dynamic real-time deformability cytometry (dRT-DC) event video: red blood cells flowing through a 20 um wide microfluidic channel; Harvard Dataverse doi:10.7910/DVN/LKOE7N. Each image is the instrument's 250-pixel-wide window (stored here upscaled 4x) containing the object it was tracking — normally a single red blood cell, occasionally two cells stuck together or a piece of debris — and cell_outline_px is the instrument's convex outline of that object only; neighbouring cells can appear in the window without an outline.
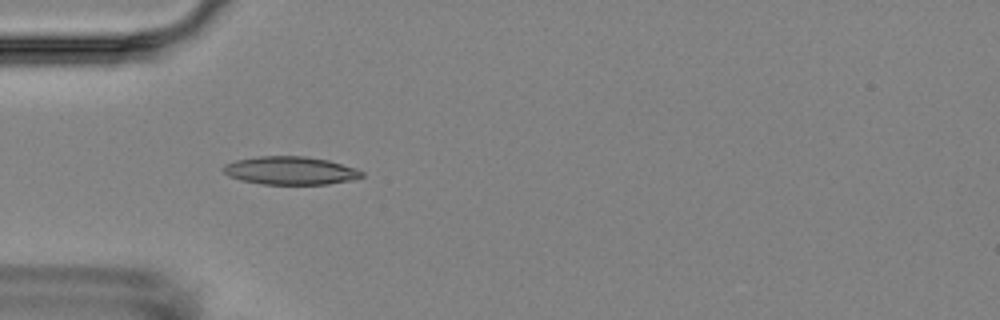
{"species": "Egyptian fruit bat (a non-hibernating species)", "species_latin": "Rousettus aegyptiacus", "temperature_condition": "room temperature", "stored_images_in_passage": 5, "camera_frame_rate_fps": 3000, "um_per_image_px": 0.085, "animal": {"sex": "female"}, "frame": {"image": 1, "passage_image": 4, "time_ms": 3.333, "image_size_px": [1000, 320], "cell_outline_px": [[364, 176], [352, 180], [328, 184], [260, 184], [240, 180], [228, 176], [224, 172], [224, 164], [236, 160], [256, 156], [304, 156], [328, 160], [356, 168], [364, 172]], "centroid_in_image_um": [24.69, 14.5], "position_along_channel_um": 60.3, "area_um2": 22.77}}
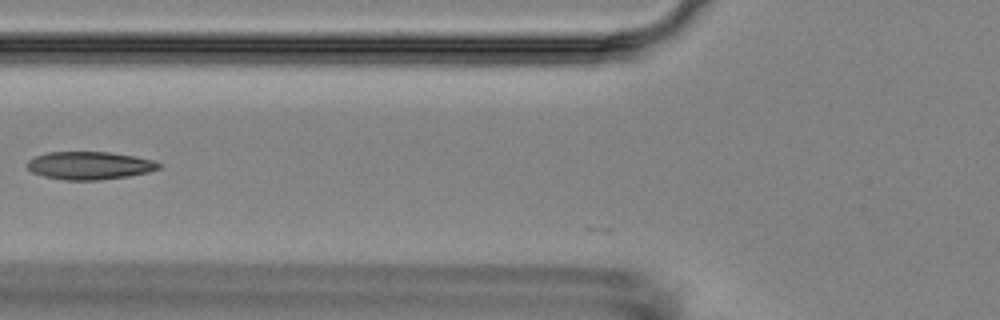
{"frame": {"image": 2, "passage_image": 5, "time_ms": 5.0, "image_size_px": [1000, 320], "cell_outline_px": [[160, 168], [148, 172], [128, 176], [100, 180], [64, 180], [44, 176], [32, 172], [28, 168], [28, 160], [36, 156], [48, 152], [108, 152], [132, 156], [152, 160], [160, 164]], "centroid_in_image_um": [7.59, 14.07], "position_along_channel_um": 118.2, "area_um2": 21.15}}